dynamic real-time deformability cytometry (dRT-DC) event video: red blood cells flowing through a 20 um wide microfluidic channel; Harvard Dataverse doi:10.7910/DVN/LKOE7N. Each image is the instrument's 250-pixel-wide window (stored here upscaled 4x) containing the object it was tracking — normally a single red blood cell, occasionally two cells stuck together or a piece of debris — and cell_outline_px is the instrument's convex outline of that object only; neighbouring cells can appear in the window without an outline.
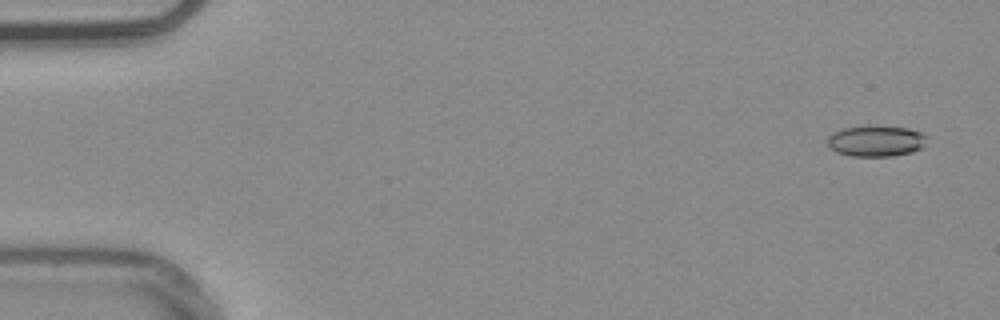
{"species": "common noctule bat (a hibernating species)", "species_latin": "Nyctalus noctula", "temperature_condition": "warm", "stored_images_in_passage": 54, "camera_frame_rate_fps": 3000, "um_per_image_px": 0.085, "animal": {"sex": "male", "body_mass_g": 20.4}, "frame": {"image": 1, "passage_image": 3, "time_ms": 0.667, "image_size_px": [1000, 320], "cell_outline_px": [[928, 136], [924, 144], [920, 148], [912, 152], [892, 156], [852, 156], [836, 152], [828, 144], [828, 136], [844, 128], [872, 124], [876, 124], [908, 128], [920, 132]], "centroid_in_image_um": [74.49, 11.96], "position_along_channel_um": 10.5, "area_um2": 18.15}}
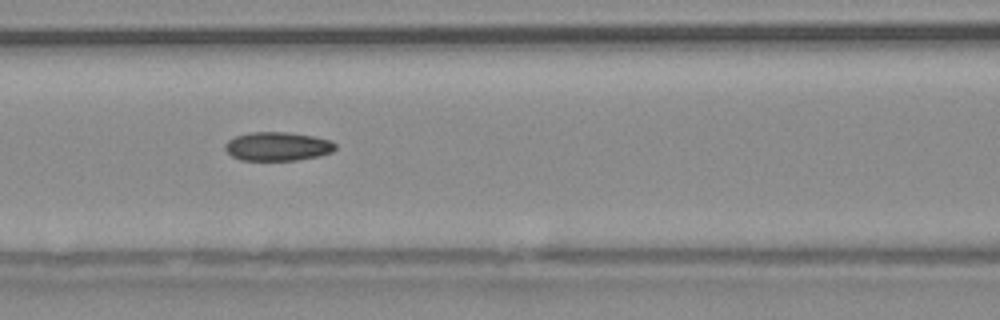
{"frame": {"image": 2, "passage_image": 24, "time_ms": 7.667, "image_size_px": [1000, 320], "cell_outline_px": [[336, 148], [332, 152], [320, 156], [296, 160], [240, 160], [232, 156], [224, 148], [224, 144], [228, 140], [236, 136], [248, 132], [288, 132], [312, 136], [332, 140], [336, 144]], "centroid_in_image_um": [23.6, 12.44], "position_along_channel_um": 143.0, "area_um2": 18.61}}
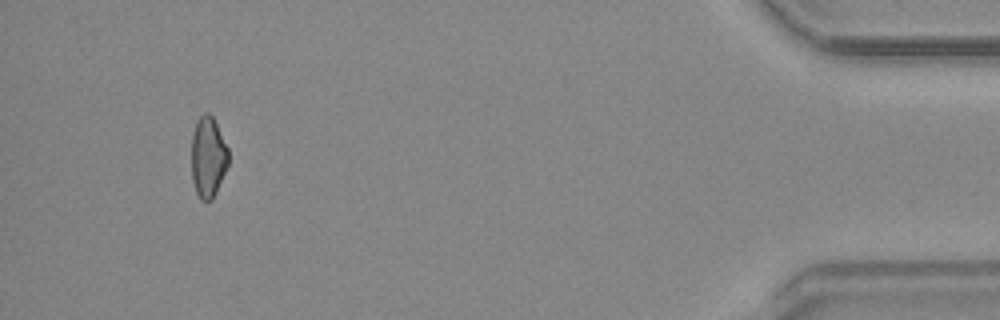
{"frame": {"image": 3, "passage_image": 51, "time_ms": 16.667, "image_size_px": [1000, 320], "cell_outline_px": [[228, 164], [216, 192], [212, 200], [200, 200], [196, 192], [192, 180], [192, 136], [196, 120], [204, 112], [208, 112], [212, 116], [228, 148]], "centroid_in_image_um": [17.67, 13.35], "position_along_channel_um": 417.5, "area_um2": 17.28}, "authors_computed_cell_mechanics": {"area_um2": 18.2648, "velocity_mm_per_s": 3.8248, "shape_relaxation_time_tau1_ms": null, "shape_relaxation_time_tau2_ms": 5.8344, "deformation_change_tau1": null, "deformation_change_tau2": 0.1003}}